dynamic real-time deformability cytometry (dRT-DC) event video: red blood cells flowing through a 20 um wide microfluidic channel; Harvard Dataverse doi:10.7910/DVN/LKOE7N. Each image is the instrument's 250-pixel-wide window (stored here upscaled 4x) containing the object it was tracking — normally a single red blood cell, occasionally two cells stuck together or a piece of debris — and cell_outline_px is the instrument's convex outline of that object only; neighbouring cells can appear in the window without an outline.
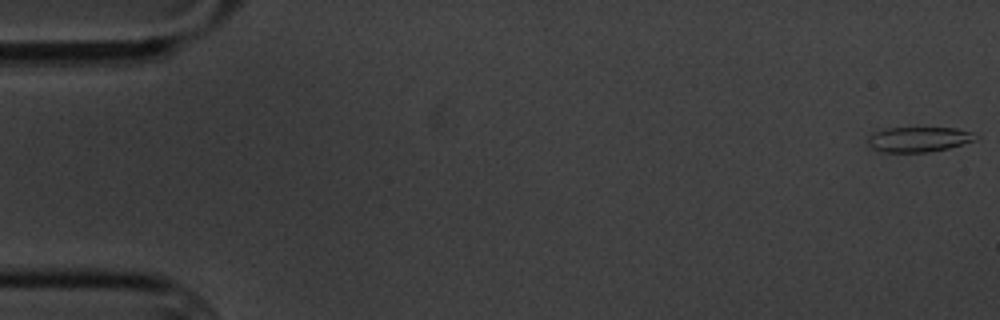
{"species": "common noctule bat (a hibernating species)", "species_latin": "Nyctalus noctula", "temperature_condition": "cold", "stored_images_in_passage": 5, "camera_frame_rate_fps": 3000, "um_per_image_px": 0.085, "animal": {"sex": "male", "body_mass_g": 20.1, "forearm_length_mm": 53.5}, "frame": {"image": 1, "passage_image": 1, "time_ms": 0.0, "image_size_px": [1000, 320], "cell_outline_px": [[980, 136], [976, 140], [948, 148], [928, 152], [880, 152], [872, 148], [868, 144], [868, 136], [872, 132], [884, 128], [956, 128], [972, 132]], "centroid_in_image_um": [78.07, 11.84], "position_along_channel_um": 6.9, "area_um2": 15.9}}
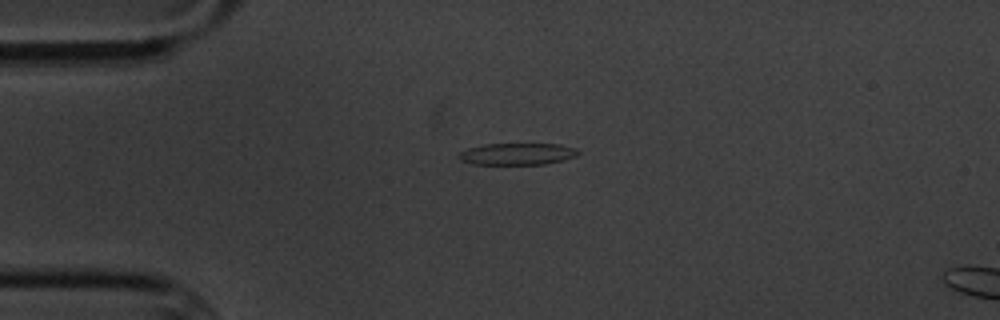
{"frame": {"image": 2, "passage_image": 4, "time_ms": 4.333, "image_size_px": [1000, 320], "cell_outline_px": [[580, 152], [576, 156], [564, 160], [544, 164], [472, 164], [460, 160], [456, 156], [460, 152], [468, 148], [484, 144], [560, 144], [576, 148]], "centroid_in_image_um": [43.96, 13.08], "position_along_channel_um": 41.0, "area_um2": 15.2}}